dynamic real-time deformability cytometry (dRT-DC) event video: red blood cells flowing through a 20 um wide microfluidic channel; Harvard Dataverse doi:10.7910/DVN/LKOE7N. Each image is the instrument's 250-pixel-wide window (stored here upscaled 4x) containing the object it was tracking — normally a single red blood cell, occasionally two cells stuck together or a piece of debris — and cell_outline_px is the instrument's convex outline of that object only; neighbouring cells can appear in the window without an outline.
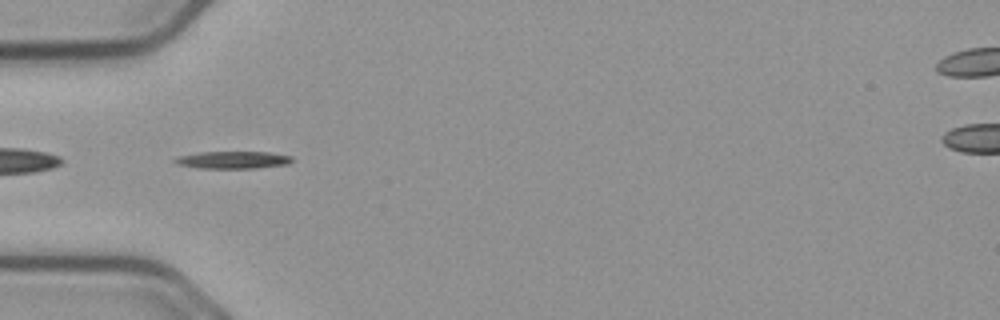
{"species": "common noctule bat (a hibernating species)", "species_latin": "Nyctalus noctula", "temperature_condition": "cold", "stored_images_in_passage": 40, "camera_frame_rate_fps": 3000, "um_per_image_px": 0.085, "animal": {"sex": "male", "body_mass_g": 23.1, "forearm_length_mm": 52.7}, "frame": {"image": 1, "passage_image": 2, "time_ms": 0.333, "image_size_px": [1000, 320], "cell_outline_px": [[292, 160], [288, 164], [256, 168], [196, 168], [180, 164], [172, 160], [180, 156], [200, 152], [272, 152], [292, 156]], "centroid_in_image_um": [19.84, 13.59], "position_along_channel_um": 65.2, "area_um2": 11.73}}
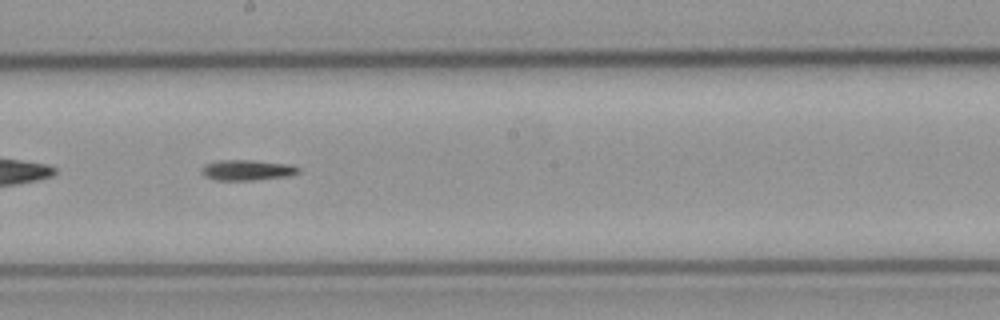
{"frame": {"image": 2, "passage_image": 15, "time_ms": 4.667, "image_size_px": [1000, 320], "cell_outline_px": [[300, 172], [288, 176], [252, 180], [216, 180], [204, 176], [200, 172], [200, 168], [204, 164], [220, 160], [252, 160], [288, 164], [300, 168]], "centroid_in_image_um": [20.96, 14.45], "position_along_channel_um": 227.2, "area_um2": 11.62}}
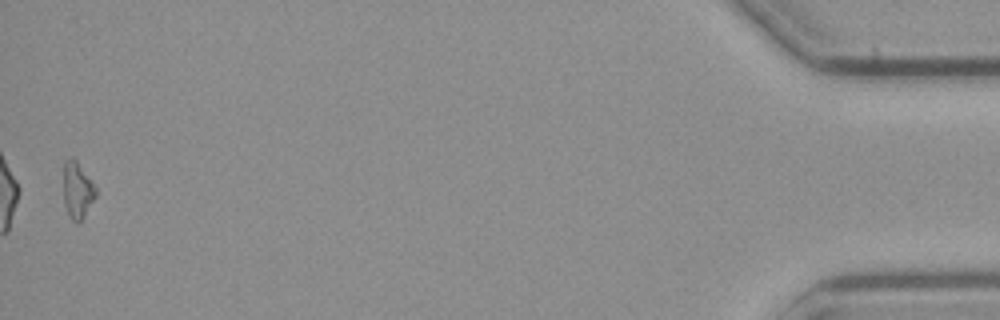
{"frame": {"image": 3, "passage_image": 39, "time_ms": 12.667, "image_size_px": [1000, 320], "cell_outline_px": [[96, 196], [84, 216], [76, 224], [72, 220], [64, 204], [64, 160], [68, 156], [72, 156], [76, 160], [96, 188]], "centroid_in_image_um": [6.56, 16.14], "position_along_channel_um": 428.6, "area_um2": 10.46}, "authors_computed_cell_mechanics": {"area_um2": 10.9242, "velocity_mm_per_s": 3.7334, "shape_relaxation_time_tau1_ms": 10.3907, "shape_relaxation_time_tau2_ms": null, "deformation_change_tau1": 0.2514, "deformation_change_tau2": null}}